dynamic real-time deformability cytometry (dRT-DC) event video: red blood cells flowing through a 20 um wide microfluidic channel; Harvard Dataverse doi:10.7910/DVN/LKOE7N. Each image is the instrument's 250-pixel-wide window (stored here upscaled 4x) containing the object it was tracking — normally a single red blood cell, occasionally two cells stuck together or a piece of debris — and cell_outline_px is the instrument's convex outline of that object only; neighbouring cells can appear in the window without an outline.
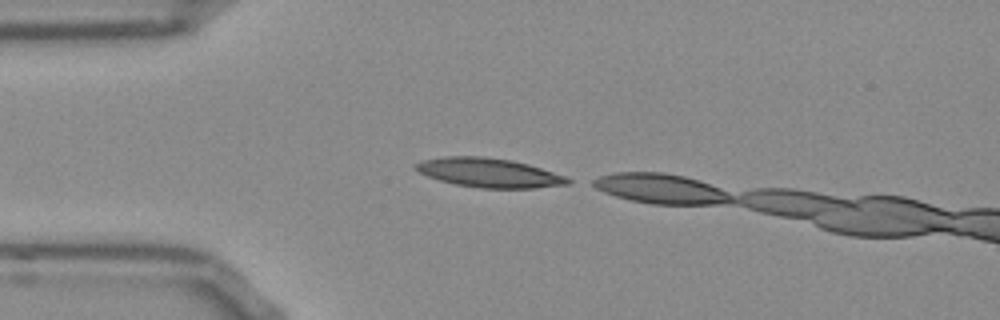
{"species": "Egyptian fruit bat (a non-hibernating species)", "species_latin": "Rousettus aegyptiacus", "temperature_condition": "room temperature", "stored_images_in_passage": 3, "camera_frame_rate_fps": 3000, "um_per_image_px": 0.085, "frame": {"image": 1, "passage_image": 1, "time_ms": 0.0, "image_size_px": [1000, 320], "cell_outline_px": [[572, 184], [532, 188], [480, 188], [456, 184], [440, 180], [428, 176], [420, 172], [416, 168], [416, 164], [420, 160], [444, 156], [480, 156], [512, 160], [528, 164], [564, 176], [572, 180]], "centroid_in_image_um": [41.58, 14.68], "position_along_channel_um": 43.4, "area_um2": 25.66}}